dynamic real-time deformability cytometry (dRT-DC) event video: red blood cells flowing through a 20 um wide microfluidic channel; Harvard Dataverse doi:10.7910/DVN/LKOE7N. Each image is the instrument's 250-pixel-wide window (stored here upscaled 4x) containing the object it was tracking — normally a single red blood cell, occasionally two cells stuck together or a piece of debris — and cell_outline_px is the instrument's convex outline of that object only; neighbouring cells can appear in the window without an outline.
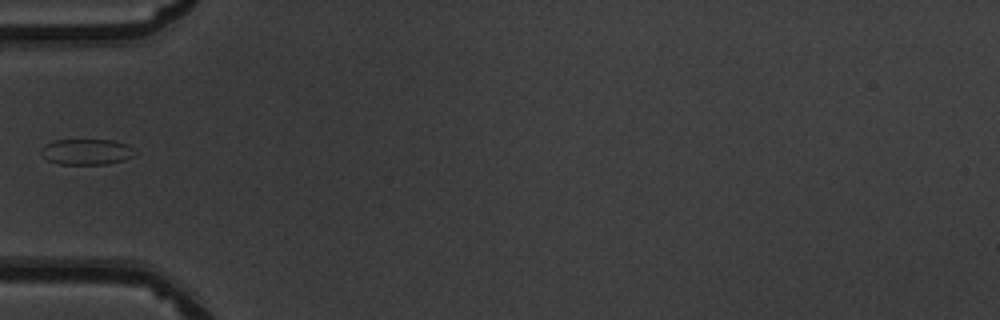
{"species": "common noctule bat (a hibernating species)", "species_latin": "Nyctalus noctula", "temperature_condition": "warm", "stored_images_in_passage": 25, "camera_frame_rate_fps": 3000, "um_per_image_px": 0.085, "animal": {"sex": "male", "body_mass_g": 19.5, "forearm_length_mm": 54.6}, "frame": {"image": 1, "passage_image": 1, "time_ms": 0.0, "image_size_px": [1000, 320], "cell_outline_px": [[136, 156], [124, 160], [108, 164], [60, 164], [48, 160], [40, 156], [40, 148], [44, 144], [52, 140], [112, 140], [128, 144], [136, 152]], "centroid_in_image_um": [7.34, 12.9], "position_along_channel_um": 77.7, "area_um2": 14.39}}
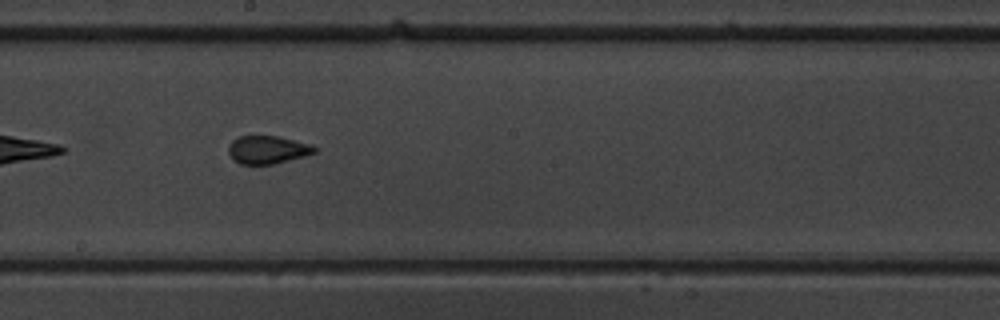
{"frame": {"image": 2, "passage_image": 12, "time_ms": 3.667, "image_size_px": [1000, 320], "cell_outline_px": [[316, 152], [304, 156], [272, 164], [240, 164], [232, 160], [228, 152], [228, 148], [232, 140], [240, 136], [280, 136], [312, 144], [316, 148]], "centroid_in_image_um": [22.73, 12.72], "position_along_channel_um": 225.5, "area_um2": 14.1}}
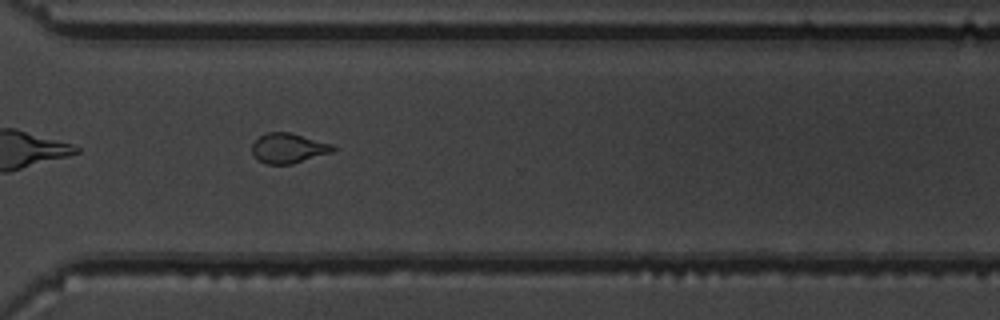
{"frame": {"image": 3, "passage_image": 21, "time_ms": 6.667, "image_size_px": [1000, 320], "cell_outline_px": [[336, 148], [332, 152], [292, 164], [268, 164], [260, 160], [252, 152], [252, 144], [260, 136], [268, 132], [288, 132], [332, 144]], "centroid_in_image_um": [24.52, 12.59], "position_along_channel_um": 346.1, "area_um2": 13.81}}